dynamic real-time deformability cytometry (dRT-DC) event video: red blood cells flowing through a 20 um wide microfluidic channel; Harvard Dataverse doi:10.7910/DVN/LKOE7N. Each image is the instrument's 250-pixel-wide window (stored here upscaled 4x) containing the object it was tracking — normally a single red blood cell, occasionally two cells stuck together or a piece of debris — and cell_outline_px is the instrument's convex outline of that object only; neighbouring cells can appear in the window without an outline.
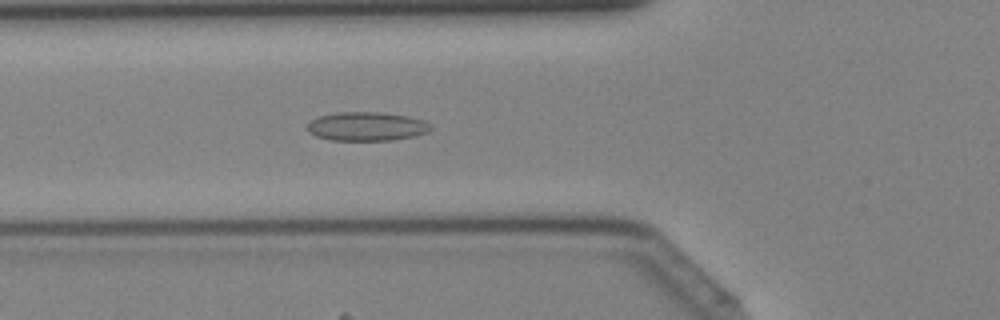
{"species": "Egyptian fruit bat (a non-hibernating species)", "species_latin": "Rousettus aegyptiacus", "temperature_condition": "cold", "stored_images_in_passage": 33, "camera_frame_rate_fps": 3000, "um_per_image_px": 0.085, "animal": {"sex": "female"}, "frame": {"image": 1, "passage_image": 6, "time_ms": 1.667, "image_size_px": [1000, 320], "cell_outline_px": [[432, 128], [428, 132], [412, 136], [392, 140], [328, 140], [316, 136], [308, 132], [308, 124], [312, 120], [320, 116], [336, 112], [380, 112], [408, 116], [424, 120]], "centroid_in_image_um": [31.15, 10.74], "position_along_channel_um": 94.6, "area_um2": 20.63}}
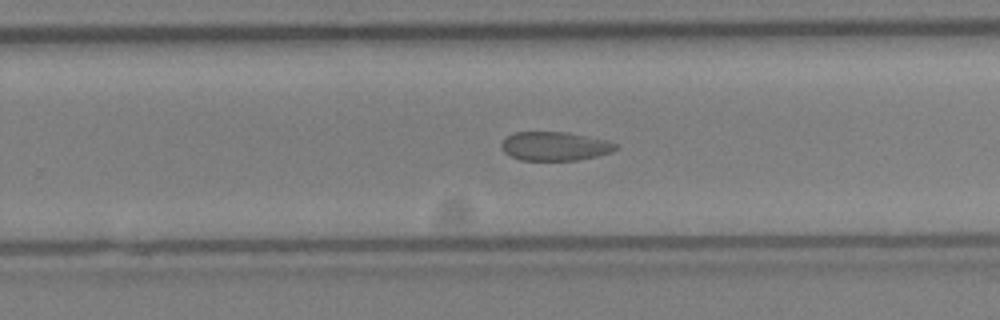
{"frame": {"image": 2, "passage_image": 18, "time_ms": 5.667, "image_size_px": [1000, 320], "cell_outline_px": [[620, 148], [612, 152], [596, 156], [576, 160], [520, 160], [504, 152], [500, 148], [500, 144], [508, 136], [516, 132], [568, 132], [608, 140], [616, 144]], "centroid_in_image_um": [47.19, 12.42], "position_along_channel_um": 282.6, "area_um2": 19.25}}
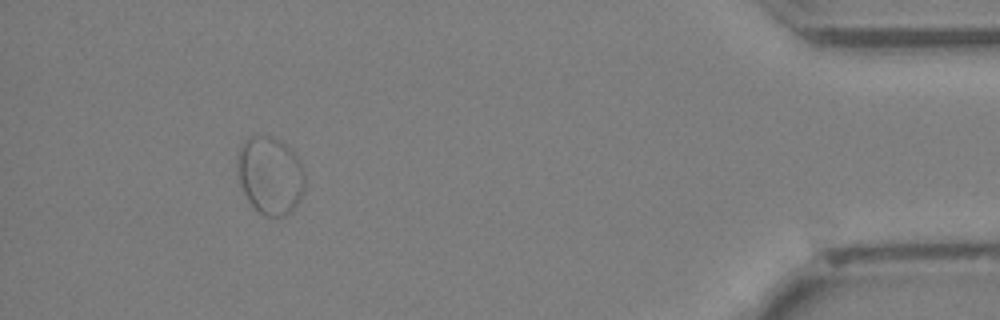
{"frame": {"image": 3, "passage_image": 30, "time_ms": 9.667, "image_size_px": [1000, 320], "cell_outline_px": [[304, 192], [300, 200], [284, 216], [264, 216], [248, 200], [244, 192], [240, 180], [236, 164], [240, 144], [252, 136], [272, 136], [280, 140], [296, 156], [304, 172]], "centroid_in_image_um": [22.95, 14.9], "position_along_channel_um": 412.2, "area_um2": 30.17}}